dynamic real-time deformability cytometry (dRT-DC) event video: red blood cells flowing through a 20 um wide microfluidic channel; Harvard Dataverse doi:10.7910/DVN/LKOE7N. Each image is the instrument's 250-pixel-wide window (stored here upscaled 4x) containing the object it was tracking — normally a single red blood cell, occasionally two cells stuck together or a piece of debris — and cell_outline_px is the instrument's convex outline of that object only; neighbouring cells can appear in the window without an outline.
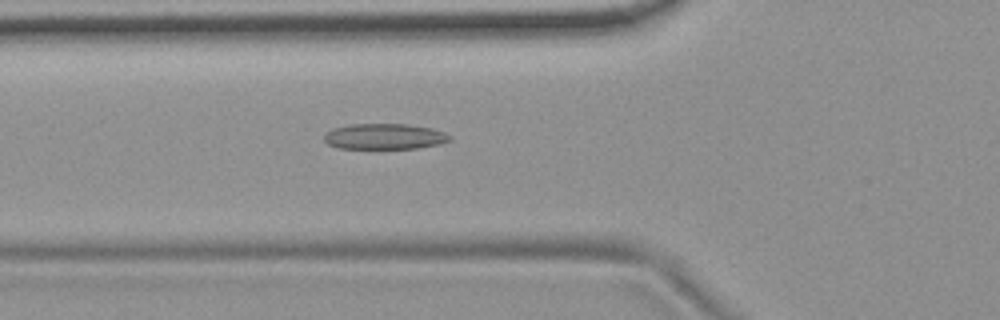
{"species": "common noctule bat (a hibernating species)", "species_latin": "Nyctalus noctula", "temperature_condition": "room temperature", "stored_images_in_passage": 55, "camera_frame_rate_fps": 3000, "um_per_image_px": 0.085, "animal": {"sex": "female", "body_mass_g": 19.9}, "frame": {"image": 1, "passage_image": 20, "time_ms": 6.333, "image_size_px": [1000, 320], "cell_outline_px": [[452, 140], [440, 144], [416, 148], [336, 148], [328, 144], [324, 140], [324, 136], [332, 128], [348, 124], [408, 124], [432, 128], [444, 132], [452, 136]], "centroid_in_image_um": [32.7, 11.59], "position_along_channel_um": 93.1, "area_um2": 18.9}}
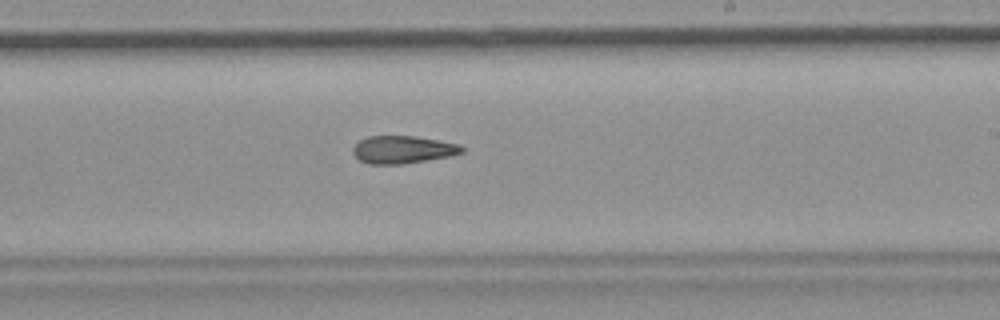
{"frame": {"image": 2, "passage_image": 33, "time_ms": 10.667, "image_size_px": [1000, 320], "cell_outline_px": [[464, 152], [448, 156], [404, 164], [368, 164], [360, 160], [352, 152], [352, 148], [360, 140], [368, 136], [416, 136], [460, 144], [464, 148]], "centroid_in_image_um": [34.23, 12.71], "position_along_channel_um": 254.8, "area_um2": 17.51}}
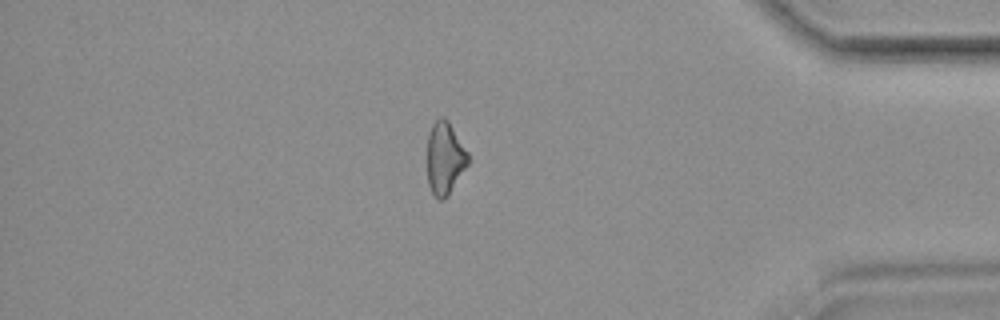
{"frame": {"image": 3, "passage_image": 47, "time_ms": 15.333, "image_size_px": [1000, 320], "cell_outline_px": [[468, 164], [448, 196], [444, 200], [436, 200], [428, 184], [428, 132], [432, 124], [440, 116], [444, 116], [448, 120], [468, 152]], "centroid_in_image_um": [37.81, 13.45], "position_along_channel_um": 397.4, "area_um2": 17.34}, "authors_computed_cell_mechanics": {"area_um2": 18.3804, "velocity_mm_per_s": 3.7328, "shape_relaxation_time_tau1_ms": 9.0957, "shape_relaxation_time_tau2_ms": 7.6715, "deformation_change_tau1": 0.1587, "deformation_change_tau2": 0.1895}}